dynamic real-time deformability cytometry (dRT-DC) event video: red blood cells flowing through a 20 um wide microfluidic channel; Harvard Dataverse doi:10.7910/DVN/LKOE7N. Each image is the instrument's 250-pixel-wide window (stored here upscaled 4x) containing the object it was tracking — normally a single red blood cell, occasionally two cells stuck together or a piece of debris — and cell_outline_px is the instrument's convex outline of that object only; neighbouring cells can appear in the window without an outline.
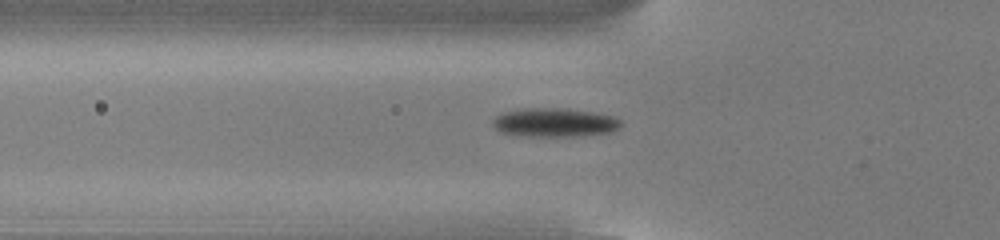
{"species": "common noctule bat (a hibernating species)", "species_latin": "Nyctalus noctula", "temperature_condition": "cold", "stored_images_in_passage": 52, "camera_frame_rate_fps": 3000, "um_per_image_px": 0.085, "animal": {"sex": "male", "body_mass_g": 13.0, "forearm_length_mm": 53.1}, "frame": {"image": 1, "passage_image": 17, "time_ms": 5.333, "image_size_px": [1000, 240], "cell_outline_px": [[620, 128], [612, 132], [580, 136], [528, 136], [504, 132], [496, 128], [492, 124], [492, 120], [496, 116], [504, 112], [524, 108], [560, 108], [592, 112], [612, 116], [620, 120]], "centroid_in_image_um": [47.16, 10.41], "position_along_channel_um": 78.6, "area_um2": 21.27}}
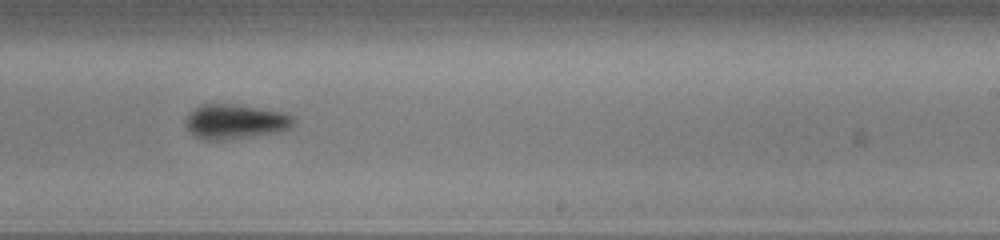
{"frame": {"image": 2, "passage_image": 32, "time_ms": 10.333, "image_size_px": [1000, 240], "cell_outline_px": [[292, 124], [288, 128], [280, 132], [224, 140], [204, 140], [196, 136], [188, 128], [184, 120], [200, 104], [228, 104], [256, 108], [280, 112], [292, 116]], "centroid_in_image_um": [19.96, 10.35], "position_along_channel_um": 269.0, "area_um2": 21.21}}
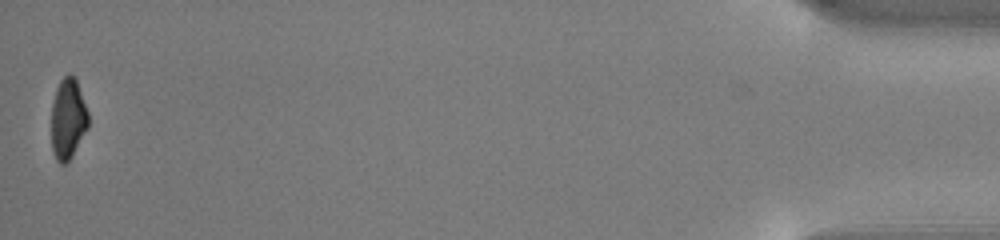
{"frame": {"image": 3, "passage_image": 52, "time_ms": 17.0, "image_size_px": [1000, 240], "cell_outline_px": [[88, 128], [72, 156], [64, 164], [60, 164], [56, 160], [52, 152], [52, 104], [56, 88], [60, 80], [68, 72], [76, 76], [88, 112]], "centroid_in_image_um": [5.78, 10.06], "position_along_channel_um": 429.4, "area_um2": 17.57}, "authors_computed_cell_mechanics": {"area_um2": 19.652, "velocity_mm_per_s": 3.8063, "shape_relaxation_time_tau1_ms": 2.9082, "shape_relaxation_time_tau2_ms": null, "deformation_change_tau1": 0.1138, "deformation_change_tau2": null}}